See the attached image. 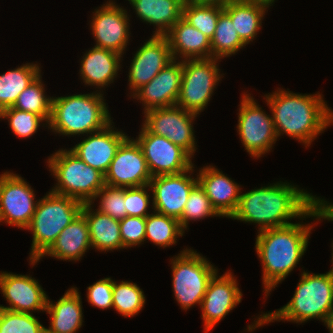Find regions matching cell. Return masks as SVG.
<instances>
[{"label":"cell","instance_id":"7402d4cb","mask_svg":"<svg viewBox=\"0 0 333 333\" xmlns=\"http://www.w3.org/2000/svg\"><path fill=\"white\" fill-rule=\"evenodd\" d=\"M197 179L216 211L222 217L230 218L239 204L241 189L238 183L210 165L199 170Z\"/></svg>","mask_w":333,"mask_h":333},{"label":"cell","instance_id":"60d3db41","mask_svg":"<svg viewBox=\"0 0 333 333\" xmlns=\"http://www.w3.org/2000/svg\"><path fill=\"white\" fill-rule=\"evenodd\" d=\"M123 248L136 246L145 241L146 217L126 216L119 220Z\"/></svg>","mask_w":333,"mask_h":333},{"label":"cell","instance_id":"4fadbf2b","mask_svg":"<svg viewBox=\"0 0 333 333\" xmlns=\"http://www.w3.org/2000/svg\"><path fill=\"white\" fill-rule=\"evenodd\" d=\"M144 114L145 123L143 125L151 133L168 138L191 157L194 156L196 143L192 121L195 120L197 114L185 111L177 105L150 109Z\"/></svg>","mask_w":333,"mask_h":333},{"label":"cell","instance_id":"f546056e","mask_svg":"<svg viewBox=\"0 0 333 333\" xmlns=\"http://www.w3.org/2000/svg\"><path fill=\"white\" fill-rule=\"evenodd\" d=\"M41 74L37 64L26 63L0 75V112L12 107L19 94Z\"/></svg>","mask_w":333,"mask_h":333},{"label":"cell","instance_id":"ba28073f","mask_svg":"<svg viewBox=\"0 0 333 333\" xmlns=\"http://www.w3.org/2000/svg\"><path fill=\"white\" fill-rule=\"evenodd\" d=\"M172 288L183 310L196 303L201 306L208 283L217 271L209 260L197 251L185 249L171 260Z\"/></svg>","mask_w":333,"mask_h":333},{"label":"cell","instance_id":"ac0fdd59","mask_svg":"<svg viewBox=\"0 0 333 333\" xmlns=\"http://www.w3.org/2000/svg\"><path fill=\"white\" fill-rule=\"evenodd\" d=\"M173 56L166 36L153 35L140 47L130 65L128 81L133 94L149 83L164 67L172 62Z\"/></svg>","mask_w":333,"mask_h":333},{"label":"cell","instance_id":"b9f144b4","mask_svg":"<svg viewBox=\"0 0 333 333\" xmlns=\"http://www.w3.org/2000/svg\"><path fill=\"white\" fill-rule=\"evenodd\" d=\"M87 300L92 306L108 309L113 307V280L101 279L87 287Z\"/></svg>","mask_w":333,"mask_h":333},{"label":"cell","instance_id":"7a4b0ae2","mask_svg":"<svg viewBox=\"0 0 333 333\" xmlns=\"http://www.w3.org/2000/svg\"><path fill=\"white\" fill-rule=\"evenodd\" d=\"M265 97L277 137L285 133L306 147L333 123V110L319 93L296 94L279 89Z\"/></svg>","mask_w":333,"mask_h":333},{"label":"cell","instance_id":"d4e9b609","mask_svg":"<svg viewBox=\"0 0 333 333\" xmlns=\"http://www.w3.org/2000/svg\"><path fill=\"white\" fill-rule=\"evenodd\" d=\"M121 57L115 51L94 46L84 54L81 61L80 76L83 82L97 88L108 86L117 76Z\"/></svg>","mask_w":333,"mask_h":333},{"label":"cell","instance_id":"e575fe53","mask_svg":"<svg viewBox=\"0 0 333 333\" xmlns=\"http://www.w3.org/2000/svg\"><path fill=\"white\" fill-rule=\"evenodd\" d=\"M145 295L137 284L113 280V308L124 317H133L142 310Z\"/></svg>","mask_w":333,"mask_h":333},{"label":"cell","instance_id":"f1b7e54d","mask_svg":"<svg viewBox=\"0 0 333 333\" xmlns=\"http://www.w3.org/2000/svg\"><path fill=\"white\" fill-rule=\"evenodd\" d=\"M267 8L247 0H233L223 10L230 16L240 39L247 45L259 32Z\"/></svg>","mask_w":333,"mask_h":333},{"label":"cell","instance_id":"5bb4252c","mask_svg":"<svg viewBox=\"0 0 333 333\" xmlns=\"http://www.w3.org/2000/svg\"><path fill=\"white\" fill-rule=\"evenodd\" d=\"M152 175L140 145L127 137L118 147L105 174V184L138 187L150 183Z\"/></svg>","mask_w":333,"mask_h":333},{"label":"cell","instance_id":"8fae6325","mask_svg":"<svg viewBox=\"0 0 333 333\" xmlns=\"http://www.w3.org/2000/svg\"><path fill=\"white\" fill-rule=\"evenodd\" d=\"M136 141L152 177L183 173L193 166L192 157L184 149L166 137L151 133L144 125Z\"/></svg>","mask_w":333,"mask_h":333},{"label":"cell","instance_id":"83f0119b","mask_svg":"<svg viewBox=\"0 0 333 333\" xmlns=\"http://www.w3.org/2000/svg\"><path fill=\"white\" fill-rule=\"evenodd\" d=\"M91 203H83L81 213L89 228L93 248L101 251L123 249L119 220L99 211H92Z\"/></svg>","mask_w":333,"mask_h":333},{"label":"cell","instance_id":"4316f807","mask_svg":"<svg viewBox=\"0 0 333 333\" xmlns=\"http://www.w3.org/2000/svg\"><path fill=\"white\" fill-rule=\"evenodd\" d=\"M136 15L146 23L156 26L153 35L165 36L182 17L185 0H128Z\"/></svg>","mask_w":333,"mask_h":333},{"label":"cell","instance_id":"e0dca14e","mask_svg":"<svg viewBox=\"0 0 333 333\" xmlns=\"http://www.w3.org/2000/svg\"><path fill=\"white\" fill-rule=\"evenodd\" d=\"M217 273L210 279L200 306L205 333L215 327L242 299V292L232 272L219 277Z\"/></svg>","mask_w":333,"mask_h":333},{"label":"cell","instance_id":"cb8c5ba5","mask_svg":"<svg viewBox=\"0 0 333 333\" xmlns=\"http://www.w3.org/2000/svg\"><path fill=\"white\" fill-rule=\"evenodd\" d=\"M90 247L92 245L87 220L80 213L61 231L52 246L40 258L50 255L65 261H79Z\"/></svg>","mask_w":333,"mask_h":333},{"label":"cell","instance_id":"603a6c76","mask_svg":"<svg viewBox=\"0 0 333 333\" xmlns=\"http://www.w3.org/2000/svg\"><path fill=\"white\" fill-rule=\"evenodd\" d=\"M165 36L169 41L174 60H177L178 54L185 60L211 58V39L182 17Z\"/></svg>","mask_w":333,"mask_h":333},{"label":"cell","instance_id":"3957f363","mask_svg":"<svg viewBox=\"0 0 333 333\" xmlns=\"http://www.w3.org/2000/svg\"><path fill=\"white\" fill-rule=\"evenodd\" d=\"M312 228L292 223L258 232L255 248L263 267L265 296L296 267L308 247Z\"/></svg>","mask_w":333,"mask_h":333},{"label":"cell","instance_id":"836d02e7","mask_svg":"<svg viewBox=\"0 0 333 333\" xmlns=\"http://www.w3.org/2000/svg\"><path fill=\"white\" fill-rule=\"evenodd\" d=\"M222 11L223 7L220 6L202 5L185 0L182 18L211 39Z\"/></svg>","mask_w":333,"mask_h":333},{"label":"cell","instance_id":"7bdbcfd3","mask_svg":"<svg viewBox=\"0 0 333 333\" xmlns=\"http://www.w3.org/2000/svg\"><path fill=\"white\" fill-rule=\"evenodd\" d=\"M191 1L194 3H197V4L214 5V6H220V7L224 8L233 0H191Z\"/></svg>","mask_w":333,"mask_h":333},{"label":"cell","instance_id":"f35d334b","mask_svg":"<svg viewBox=\"0 0 333 333\" xmlns=\"http://www.w3.org/2000/svg\"><path fill=\"white\" fill-rule=\"evenodd\" d=\"M97 197H100V205L97 211L117 220H122L126 217L124 187L105 184L93 200L97 199Z\"/></svg>","mask_w":333,"mask_h":333},{"label":"cell","instance_id":"1f68e13d","mask_svg":"<svg viewBox=\"0 0 333 333\" xmlns=\"http://www.w3.org/2000/svg\"><path fill=\"white\" fill-rule=\"evenodd\" d=\"M153 212L146 217L145 240L149 239L153 244L163 248L176 244V238L182 237L185 233L179 220L156 211Z\"/></svg>","mask_w":333,"mask_h":333},{"label":"cell","instance_id":"52a82bcc","mask_svg":"<svg viewBox=\"0 0 333 333\" xmlns=\"http://www.w3.org/2000/svg\"><path fill=\"white\" fill-rule=\"evenodd\" d=\"M48 166L57 179L53 192L93 204L95 195L105 186V175L87 165L70 150H58L48 158Z\"/></svg>","mask_w":333,"mask_h":333},{"label":"cell","instance_id":"5b68a950","mask_svg":"<svg viewBox=\"0 0 333 333\" xmlns=\"http://www.w3.org/2000/svg\"><path fill=\"white\" fill-rule=\"evenodd\" d=\"M100 92L52 97L51 118L47 126L63 135L90 134L111 123V116Z\"/></svg>","mask_w":333,"mask_h":333},{"label":"cell","instance_id":"30bf717a","mask_svg":"<svg viewBox=\"0 0 333 333\" xmlns=\"http://www.w3.org/2000/svg\"><path fill=\"white\" fill-rule=\"evenodd\" d=\"M240 102L237 132L245 150L259 158L271 151L278 138L272 115H267L249 94L244 93Z\"/></svg>","mask_w":333,"mask_h":333},{"label":"cell","instance_id":"6da1fadb","mask_svg":"<svg viewBox=\"0 0 333 333\" xmlns=\"http://www.w3.org/2000/svg\"><path fill=\"white\" fill-rule=\"evenodd\" d=\"M290 184L280 181L240 194L237 209L230 218L256 223L259 231L292 224L288 220L296 217L323 220L325 215L319 197Z\"/></svg>","mask_w":333,"mask_h":333},{"label":"cell","instance_id":"8d00e7d4","mask_svg":"<svg viewBox=\"0 0 333 333\" xmlns=\"http://www.w3.org/2000/svg\"><path fill=\"white\" fill-rule=\"evenodd\" d=\"M0 333H46V329L33 313L0 308Z\"/></svg>","mask_w":333,"mask_h":333},{"label":"cell","instance_id":"9c48e42d","mask_svg":"<svg viewBox=\"0 0 333 333\" xmlns=\"http://www.w3.org/2000/svg\"><path fill=\"white\" fill-rule=\"evenodd\" d=\"M218 58L182 60V81L176 105L199 115L210 101L222 75Z\"/></svg>","mask_w":333,"mask_h":333},{"label":"cell","instance_id":"bcb514c9","mask_svg":"<svg viewBox=\"0 0 333 333\" xmlns=\"http://www.w3.org/2000/svg\"><path fill=\"white\" fill-rule=\"evenodd\" d=\"M247 1L265 5L268 8L269 6H272L271 4H273V2H275V0H247Z\"/></svg>","mask_w":333,"mask_h":333},{"label":"cell","instance_id":"f6af8a7d","mask_svg":"<svg viewBox=\"0 0 333 333\" xmlns=\"http://www.w3.org/2000/svg\"><path fill=\"white\" fill-rule=\"evenodd\" d=\"M324 324L327 325V328L329 329V332L333 333V308L330 310Z\"/></svg>","mask_w":333,"mask_h":333},{"label":"cell","instance_id":"ffe728a7","mask_svg":"<svg viewBox=\"0 0 333 333\" xmlns=\"http://www.w3.org/2000/svg\"><path fill=\"white\" fill-rule=\"evenodd\" d=\"M112 123L102 130L90 133L89 137L70 149L79 159L104 175L108 171L118 147L128 137L121 131H115L111 126Z\"/></svg>","mask_w":333,"mask_h":333},{"label":"cell","instance_id":"74e56055","mask_svg":"<svg viewBox=\"0 0 333 333\" xmlns=\"http://www.w3.org/2000/svg\"><path fill=\"white\" fill-rule=\"evenodd\" d=\"M0 118H8L13 133L21 138H28L37 132L40 122L45 120L33 113L21 111L13 107L6 108L0 112Z\"/></svg>","mask_w":333,"mask_h":333},{"label":"cell","instance_id":"d6a6232c","mask_svg":"<svg viewBox=\"0 0 333 333\" xmlns=\"http://www.w3.org/2000/svg\"><path fill=\"white\" fill-rule=\"evenodd\" d=\"M41 74L24 89L12 106L21 111L33 112L48 124L51 118L52 98L47 97L41 81Z\"/></svg>","mask_w":333,"mask_h":333},{"label":"cell","instance_id":"7dc6e473","mask_svg":"<svg viewBox=\"0 0 333 333\" xmlns=\"http://www.w3.org/2000/svg\"><path fill=\"white\" fill-rule=\"evenodd\" d=\"M332 247H333V244H332ZM332 262H333V253H332ZM329 271L333 274V266H332V269H330Z\"/></svg>","mask_w":333,"mask_h":333},{"label":"cell","instance_id":"8992f818","mask_svg":"<svg viewBox=\"0 0 333 333\" xmlns=\"http://www.w3.org/2000/svg\"><path fill=\"white\" fill-rule=\"evenodd\" d=\"M83 203L75 198L48 192L41 198L26 228L33 233L30 263L35 265L52 246L61 231L81 213Z\"/></svg>","mask_w":333,"mask_h":333},{"label":"cell","instance_id":"7c38bea8","mask_svg":"<svg viewBox=\"0 0 333 333\" xmlns=\"http://www.w3.org/2000/svg\"><path fill=\"white\" fill-rule=\"evenodd\" d=\"M33 189L19 175H0V222L26 229L33 217L37 201Z\"/></svg>","mask_w":333,"mask_h":333},{"label":"cell","instance_id":"d590c367","mask_svg":"<svg viewBox=\"0 0 333 333\" xmlns=\"http://www.w3.org/2000/svg\"><path fill=\"white\" fill-rule=\"evenodd\" d=\"M209 216H221L212 206L203 188L197 183L189 193L183 213L178 219L183 231L188 227L189 221L203 219Z\"/></svg>","mask_w":333,"mask_h":333},{"label":"cell","instance_id":"4dcf8cb0","mask_svg":"<svg viewBox=\"0 0 333 333\" xmlns=\"http://www.w3.org/2000/svg\"><path fill=\"white\" fill-rule=\"evenodd\" d=\"M246 44L240 39L230 16L223 10L211 38V58L222 59L236 54Z\"/></svg>","mask_w":333,"mask_h":333},{"label":"cell","instance_id":"44dd1931","mask_svg":"<svg viewBox=\"0 0 333 333\" xmlns=\"http://www.w3.org/2000/svg\"><path fill=\"white\" fill-rule=\"evenodd\" d=\"M181 81L182 61L173 60L131 96L140 100V103L142 101L144 112L174 106L179 96Z\"/></svg>","mask_w":333,"mask_h":333},{"label":"cell","instance_id":"277c9868","mask_svg":"<svg viewBox=\"0 0 333 333\" xmlns=\"http://www.w3.org/2000/svg\"><path fill=\"white\" fill-rule=\"evenodd\" d=\"M333 308V274H310L304 272L297 285L292 299L282 308L274 312L263 313L252 325L248 332L274 321H293L303 323L309 319H320L325 323L330 310Z\"/></svg>","mask_w":333,"mask_h":333},{"label":"cell","instance_id":"d6986e66","mask_svg":"<svg viewBox=\"0 0 333 333\" xmlns=\"http://www.w3.org/2000/svg\"><path fill=\"white\" fill-rule=\"evenodd\" d=\"M0 290L9 303V307L0 305V308L23 313L46 310L48 296L31 276L2 272Z\"/></svg>","mask_w":333,"mask_h":333},{"label":"cell","instance_id":"ab89813d","mask_svg":"<svg viewBox=\"0 0 333 333\" xmlns=\"http://www.w3.org/2000/svg\"><path fill=\"white\" fill-rule=\"evenodd\" d=\"M149 189V184L138 187H124L126 216L147 217L149 215L147 210L150 205V196L147 192Z\"/></svg>","mask_w":333,"mask_h":333},{"label":"cell","instance_id":"ee69618b","mask_svg":"<svg viewBox=\"0 0 333 333\" xmlns=\"http://www.w3.org/2000/svg\"><path fill=\"white\" fill-rule=\"evenodd\" d=\"M319 201H320V203L323 207V210H324V215H325L324 219H327L329 221H333V204L328 203L324 199H320V198H319Z\"/></svg>","mask_w":333,"mask_h":333},{"label":"cell","instance_id":"2e32d148","mask_svg":"<svg viewBox=\"0 0 333 333\" xmlns=\"http://www.w3.org/2000/svg\"><path fill=\"white\" fill-rule=\"evenodd\" d=\"M91 22L95 47L109 49L123 55L129 41V15L126 9L107 1L93 12Z\"/></svg>","mask_w":333,"mask_h":333},{"label":"cell","instance_id":"9a60e30c","mask_svg":"<svg viewBox=\"0 0 333 333\" xmlns=\"http://www.w3.org/2000/svg\"><path fill=\"white\" fill-rule=\"evenodd\" d=\"M193 168L194 165L183 173L152 177L149 185L153 192L154 211L176 219L181 217L189 193L198 183L197 178L190 177Z\"/></svg>","mask_w":333,"mask_h":333},{"label":"cell","instance_id":"484cf974","mask_svg":"<svg viewBox=\"0 0 333 333\" xmlns=\"http://www.w3.org/2000/svg\"><path fill=\"white\" fill-rule=\"evenodd\" d=\"M72 287L54 304L47 300L45 312L50 314V327L46 333H76L83 324L82 301L77 290ZM51 302V303H50Z\"/></svg>","mask_w":333,"mask_h":333}]
</instances>
